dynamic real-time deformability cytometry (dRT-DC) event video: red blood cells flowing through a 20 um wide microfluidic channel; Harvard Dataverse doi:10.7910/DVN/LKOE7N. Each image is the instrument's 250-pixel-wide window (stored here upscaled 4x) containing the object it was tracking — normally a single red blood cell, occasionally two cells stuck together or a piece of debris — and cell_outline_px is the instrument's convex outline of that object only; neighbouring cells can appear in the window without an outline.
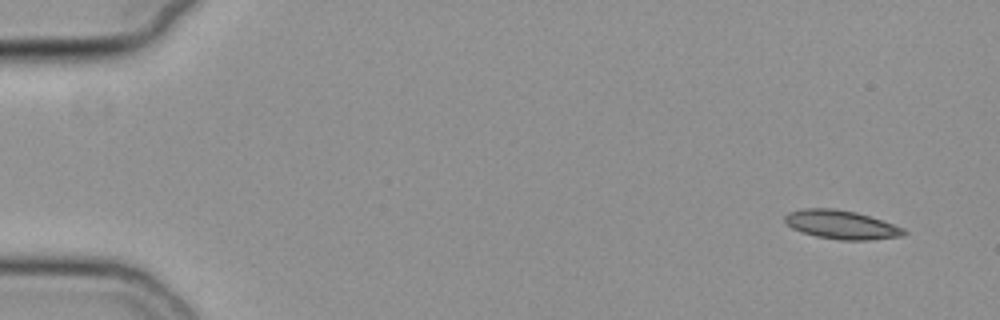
{"species": "common noctule bat (a hibernating species)", "species_latin": "Nyctalus noctula", "temperature_condition": "cold", "stored_images_in_passage": 53, "camera_frame_rate_fps": 3000, "um_per_image_px": 0.085, "animal": {"sex": "female", "body_mass_g": 19.3, "forearm_length_mm": 54.1}, "frame": {"image": 1, "passage_image": 1, "time_ms": 0.0, "image_size_px": [1000, 320], "cell_outline_px": [[908, 232], [900, 236], [868, 240], [840, 240], [816, 236], [800, 232], [792, 228], [784, 220], [784, 216], [788, 212], [804, 208], [832, 208], [856, 212], [904, 228]], "centroid_in_image_um": [71.47, 19.1], "position_along_channel_um": 13.5, "area_um2": 19.77}}
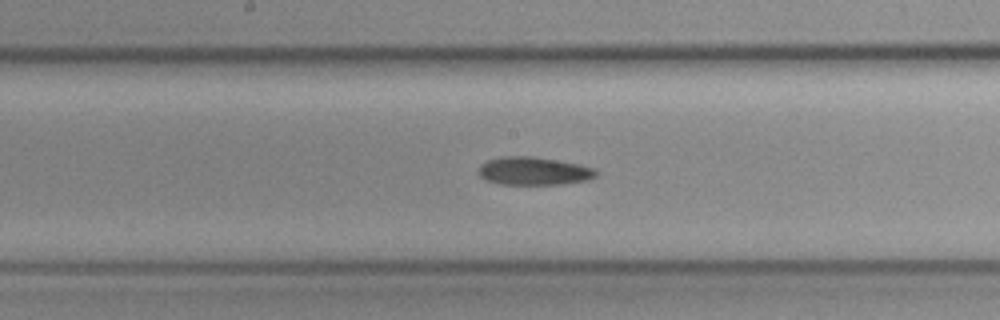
{"frame": {"image": 2, "passage_image": 27, "time_ms": 8.667, "image_size_px": [1000, 320], "cell_outline_px": [[600, 172], [596, 176], [588, 180], [560, 184], [500, 184], [484, 180], [476, 172], [480, 164], [488, 160], [500, 156], [536, 156], [580, 164], [596, 168]], "centroid_in_image_um": [45.37, 14.53], "position_along_channel_um": 202.8, "area_um2": 19.65}}
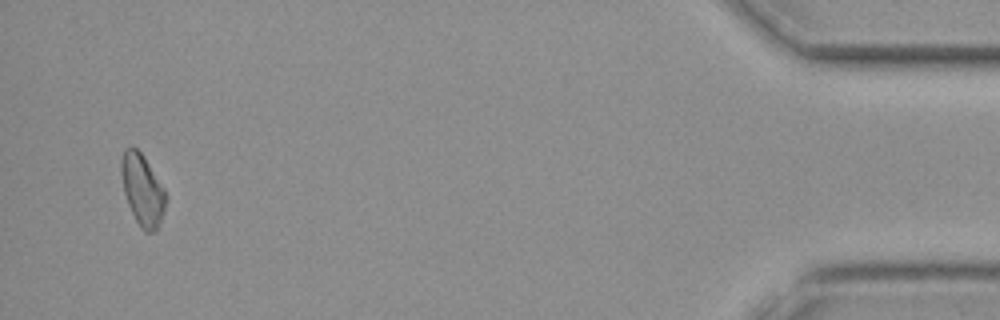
{"frame": {"image": 3, "passage_image": 51, "time_ms": 16.667, "image_size_px": [1000, 320], "cell_outline_px": [[168, 196], [164, 212], [156, 232], [144, 232], [140, 228], [128, 204], [124, 192], [120, 172], [120, 160], [124, 148], [132, 144], [144, 156], [164, 188]], "centroid_in_image_um": [12.1, 16.12], "position_along_channel_um": 423.1, "area_um2": 18.9}}